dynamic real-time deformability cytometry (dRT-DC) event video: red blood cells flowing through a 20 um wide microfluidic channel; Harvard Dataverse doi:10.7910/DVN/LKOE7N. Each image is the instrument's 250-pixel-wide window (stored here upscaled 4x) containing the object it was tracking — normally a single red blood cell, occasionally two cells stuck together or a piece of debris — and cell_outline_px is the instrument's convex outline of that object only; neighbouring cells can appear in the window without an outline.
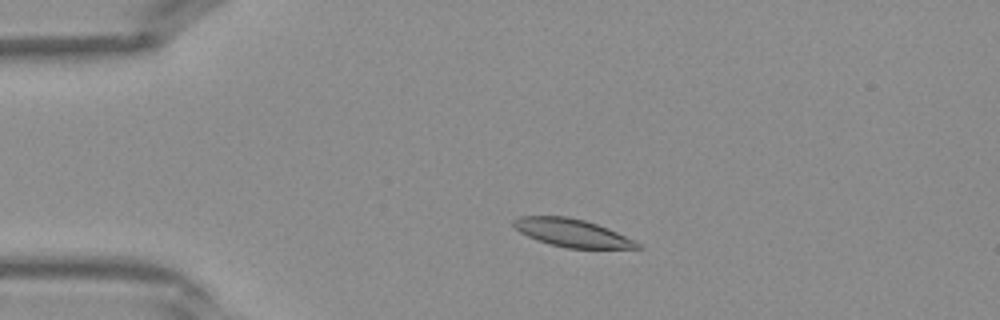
{"species": "Egyptian fruit bat (a non-hibernating species)", "species_latin": "Rousettus aegyptiacus", "temperature_condition": "warm", "stored_images_in_passage": 39, "camera_frame_rate_fps": 3000, "um_per_image_px": 0.085, "frame": {"image": 1, "passage_image": 7, "time_ms": 2.0, "image_size_px": [1000, 320], "cell_outline_px": [[644, 248], [568, 248], [552, 244], [528, 236], [520, 232], [512, 224], [512, 220], [520, 216], [564, 216], [584, 220], [608, 228], [636, 240]], "centroid_in_image_um": [48.66, 19.79], "position_along_channel_um": 36.3, "area_um2": 19.88}}
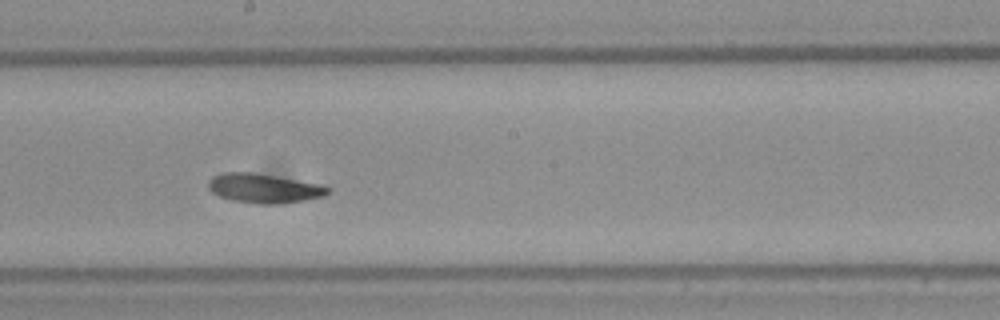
{"frame": {"image": 2, "passage_image": 21, "time_ms": 6.667, "image_size_px": [1000, 320], "cell_outline_px": [[332, 188], [324, 196], [304, 200], [276, 204], [260, 204], [232, 200], [220, 196], [212, 192], [208, 188], [208, 180], [212, 176], [224, 172], [252, 172], [324, 184]], "centroid_in_image_um": [22.45, 15.99], "position_along_channel_um": 225.7, "area_um2": 20.52}}
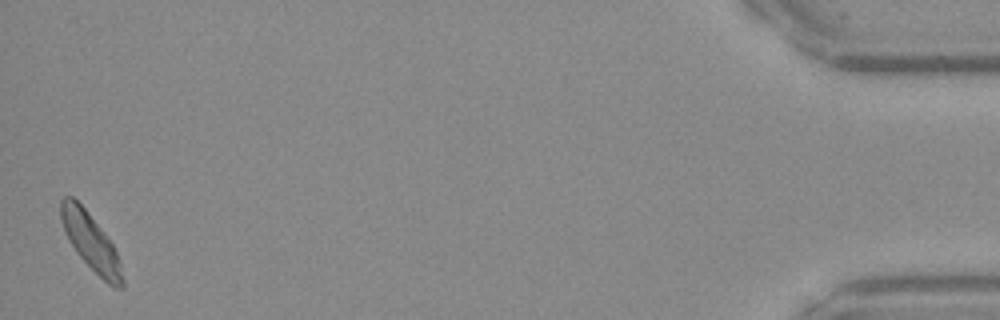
{"frame": {"image": 3, "passage_image": 39, "time_ms": 12.667, "image_size_px": [1000, 320], "cell_outline_px": [[124, 288], [116, 288], [108, 284], [76, 252], [68, 240], [64, 232], [60, 220], [60, 200], [64, 196], [72, 196], [84, 208], [100, 228], [112, 244], [116, 252], [120, 264], [124, 280]], "centroid_in_image_um": [7.69, 20.55], "position_along_channel_um": 427.5, "area_um2": 20.0}}